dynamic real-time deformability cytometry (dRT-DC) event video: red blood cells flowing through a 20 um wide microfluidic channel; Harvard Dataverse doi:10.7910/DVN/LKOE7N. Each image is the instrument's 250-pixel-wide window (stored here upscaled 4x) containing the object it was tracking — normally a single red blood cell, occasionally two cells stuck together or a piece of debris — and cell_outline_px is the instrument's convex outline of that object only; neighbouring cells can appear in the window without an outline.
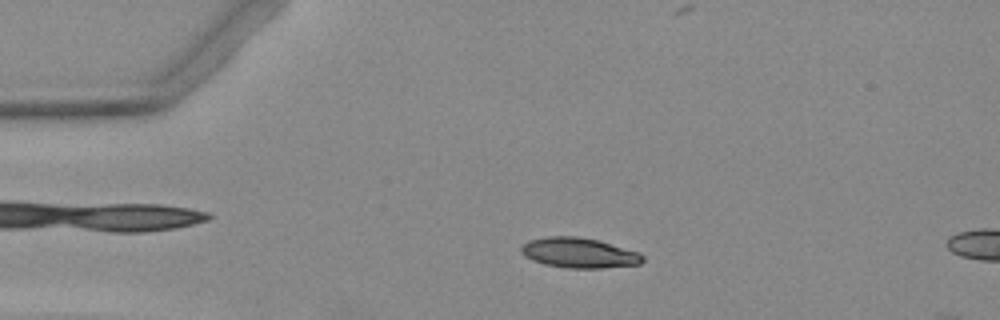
{"species": "Egyptian fruit bat (a non-hibernating species)", "species_latin": "Rousettus aegyptiacus", "temperature_condition": "warm", "stored_images_in_passage": 13, "camera_frame_rate_fps": 3000, "um_per_image_px": 0.085, "animal": {"sex": "female"}, "frame": {"image": 1, "passage_image": 10, "time_ms": 3.0, "image_size_px": [1000, 320], "cell_outline_px": [[644, 260], [640, 264], [604, 268], [564, 268], [544, 264], [532, 260], [524, 256], [520, 252], [520, 248], [528, 240], [548, 236], [576, 236], [600, 240], [640, 252], [644, 256]], "centroid_in_image_um": [49.23, 21.49], "position_along_channel_um": 35.8, "area_um2": 21.68}}